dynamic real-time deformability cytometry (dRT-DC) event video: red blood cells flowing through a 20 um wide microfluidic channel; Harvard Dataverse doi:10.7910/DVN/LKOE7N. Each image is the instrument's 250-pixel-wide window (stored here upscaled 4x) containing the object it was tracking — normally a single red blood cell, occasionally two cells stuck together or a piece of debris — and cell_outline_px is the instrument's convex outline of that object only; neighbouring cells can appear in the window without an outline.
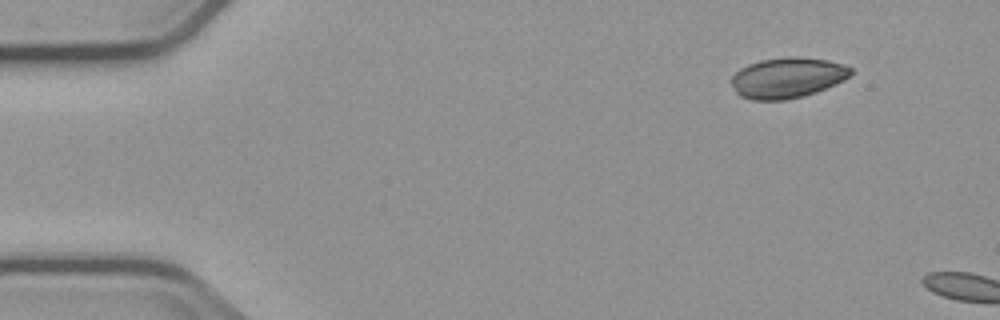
{"species": "common noctule bat (a hibernating species)", "species_latin": "Nyctalus noctula", "temperature_condition": "cold", "stored_images_in_passage": 2, "camera_frame_rate_fps": 3000, "um_per_image_px": 0.085, "animal": {"sex": "male", "body_mass_g": 23.1, "forearm_length_mm": 52.7}, "frame": {"image": 1, "passage_image": 1, "time_ms": 0.0, "image_size_px": [1000, 320], "cell_outline_px": [[852, 72], [844, 80], [836, 84], [816, 92], [804, 96], [788, 100], [752, 100], [740, 96], [736, 92], [728, 80], [740, 68], [748, 64], [760, 60], [788, 56], [796, 56], [828, 60], [844, 64], [852, 68]], "centroid_in_image_um": [66.91, 6.61], "position_along_channel_um": 18.1, "area_um2": 28.55}}